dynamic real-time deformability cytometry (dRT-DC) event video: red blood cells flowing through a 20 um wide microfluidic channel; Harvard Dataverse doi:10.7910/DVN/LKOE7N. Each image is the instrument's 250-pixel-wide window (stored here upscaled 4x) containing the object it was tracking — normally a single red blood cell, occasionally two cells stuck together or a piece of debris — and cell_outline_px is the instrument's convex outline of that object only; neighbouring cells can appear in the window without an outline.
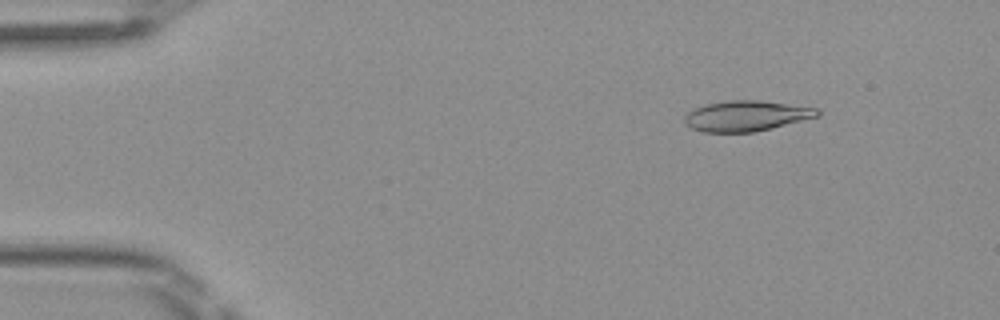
{"species": "Egyptian fruit bat (a non-hibernating species)", "species_latin": "Rousettus aegyptiacus", "temperature_condition": "room temperature", "stored_images_in_passage": 49, "camera_frame_rate_fps": 3000, "um_per_image_px": 0.085, "frame": {"image": 1, "passage_image": 6, "time_ms": 1.667, "image_size_px": [1000, 320], "cell_outline_px": [[820, 116], [772, 128], [752, 132], [700, 132], [684, 124], [684, 116], [688, 112], [704, 104], [728, 100], [760, 100], [820, 108]], "centroid_in_image_um": [63.44, 9.85], "position_along_channel_um": 21.6, "area_um2": 23.81}}
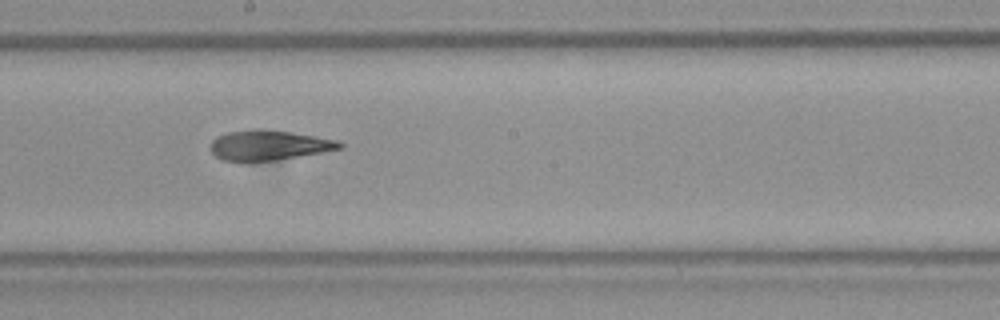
{"frame": {"image": 2, "passage_image": 27, "time_ms": 8.667, "image_size_px": [1000, 320], "cell_outline_px": [[344, 148], [276, 160], [252, 164], [244, 164], [220, 160], [212, 152], [212, 140], [216, 136], [228, 132], [252, 128], [264, 128], [292, 132], [336, 140], [344, 144]], "centroid_in_image_um": [22.79, 12.37], "position_along_channel_um": 225.4, "area_um2": 23.35}}
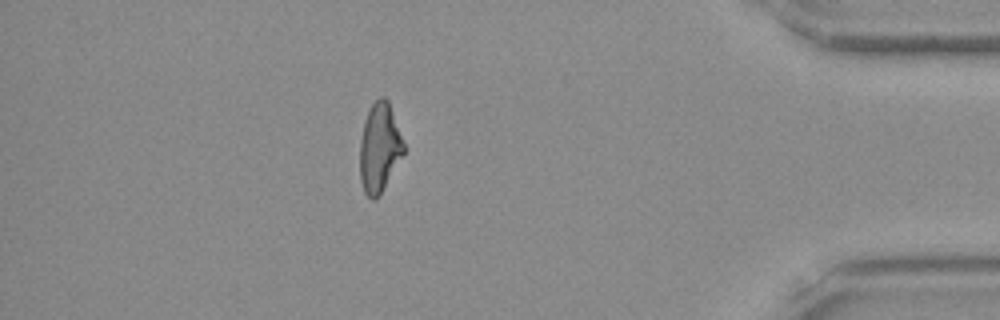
{"frame": {"image": 3, "passage_image": 43, "time_ms": 14.0, "image_size_px": [1000, 320], "cell_outline_px": [[404, 152], [380, 196], [376, 200], [372, 200], [364, 192], [360, 180], [360, 140], [364, 120], [372, 104], [380, 96], [384, 96], [388, 100], [404, 144]], "centroid_in_image_um": [32.24, 12.59], "position_along_channel_um": 403.0, "area_um2": 22.66}, "authors_computed_cell_mechanics": {"area_um2": 23.5246, "velocity_mm_per_s": 4.1196, "shape_relaxation_time_tau1_ms": null, "shape_relaxation_time_tau2_ms": 2.8182, "deformation_change_tau1": null, "deformation_change_tau2": 0.1105}}